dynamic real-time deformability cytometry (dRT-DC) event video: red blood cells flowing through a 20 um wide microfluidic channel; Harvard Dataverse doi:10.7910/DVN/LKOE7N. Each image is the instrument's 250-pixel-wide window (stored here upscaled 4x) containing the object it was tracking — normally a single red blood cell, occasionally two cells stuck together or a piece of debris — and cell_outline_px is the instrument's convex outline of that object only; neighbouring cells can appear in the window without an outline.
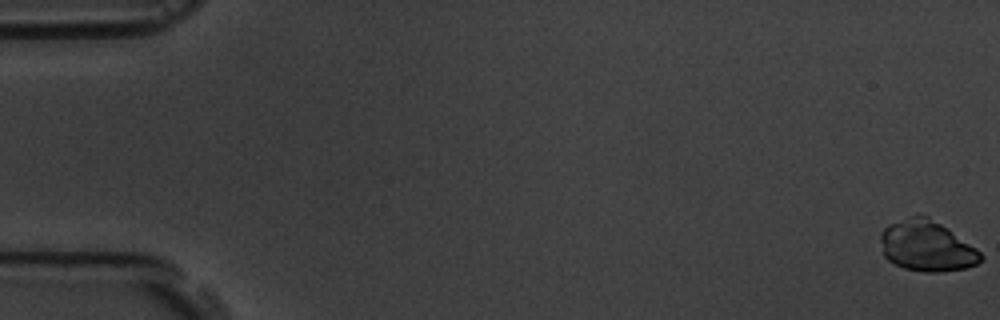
{"species": "common noctule bat (a hibernating species)", "species_latin": "Nyctalus noctula", "temperature_condition": "room temperature", "stored_images_in_passage": 57, "camera_frame_rate_fps": 3000, "um_per_image_px": 0.085, "animal": {"sex": "male", "body_mass_g": 19.5, "forearm_length_mm": 54.6}, "frame": {"image": 1, "passage_image": 1, "time_ms": 0.0, "image_size_px": [1000, 320], "cell_outline_px": [[984, 260], [976, 264], [964, 268], [940, 272], [924, 272], [904, 268], [888, 260], [884, 256], [880, 240], [880, 232], [888, 224], [908, 216], [928, 216], [976, 248], [984, 256]], "centroid_in_image_um": [78.75, 20.92], "position_along_channel_um": 6.2, "area_um2": 29.42}}